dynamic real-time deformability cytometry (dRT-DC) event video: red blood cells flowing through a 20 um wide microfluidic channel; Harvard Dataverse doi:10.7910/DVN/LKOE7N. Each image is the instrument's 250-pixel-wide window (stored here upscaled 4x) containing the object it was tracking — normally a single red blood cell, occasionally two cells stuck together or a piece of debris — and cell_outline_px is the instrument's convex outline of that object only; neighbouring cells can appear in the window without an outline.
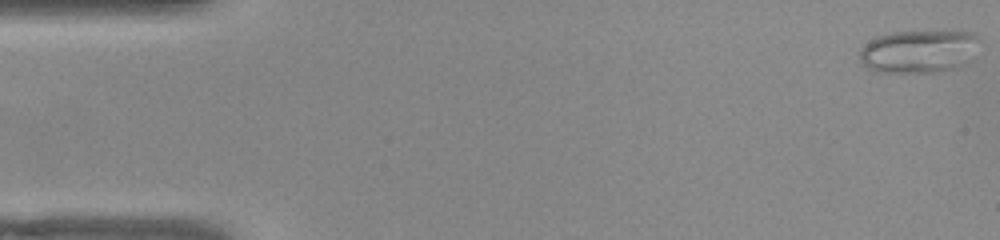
{"species": "common noctule bat (a hibernating species)", "species_latin": "Nyctalus noctula", "temperature_condition": "warm", "stored_images_in_passage": 16, "camera_frame_rate_fps": 3000, "um_per_image_px": 0.085, "animal": {"sex": "female", "body_mass_g": 22.0, "forearm_length_mm": 56.7}, "frame": {"image": 1, "passage_image": 1, "time_ms": 0.0, "image_size_px": [1000, 240], "cell_outline_px": [[980, 40], [952, 68], [932, 72], [876, 72], [868, 68], [860, 60], [860, 48], [876, 36], [892, 32], [968, 32], [976, 36]], "centroid_in_image_um": [77.9, 4.35], "position_along_channel_um": 7.1, "area_um2": 28.5}}
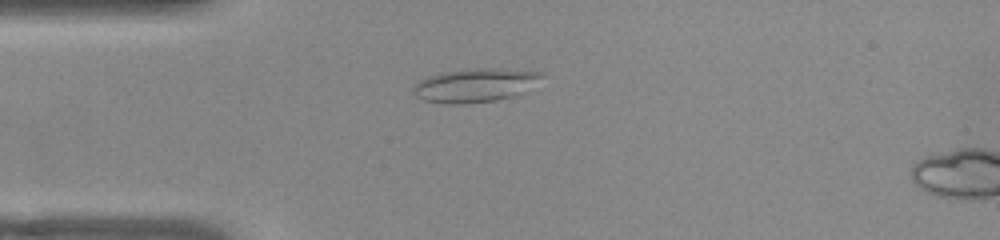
{"frame": {"image": 2, "passage_image": 13, "time_ms": 4.0, "image_size_px": [1000, 240], "cell_outline_px": [[544, 72], [540, 76], [512, 96], [496, 100], [464, 104], [444, 104], [424, 100], [416, 96], [412, 92], [412, 88], [420, 80], [428, 76], [444, 72], [476, 68], [496, 68]], "centroid_in_image_um": [40.23, 7.25], "position_along_channel_um": 44.8, "area_um2": 24.39}}